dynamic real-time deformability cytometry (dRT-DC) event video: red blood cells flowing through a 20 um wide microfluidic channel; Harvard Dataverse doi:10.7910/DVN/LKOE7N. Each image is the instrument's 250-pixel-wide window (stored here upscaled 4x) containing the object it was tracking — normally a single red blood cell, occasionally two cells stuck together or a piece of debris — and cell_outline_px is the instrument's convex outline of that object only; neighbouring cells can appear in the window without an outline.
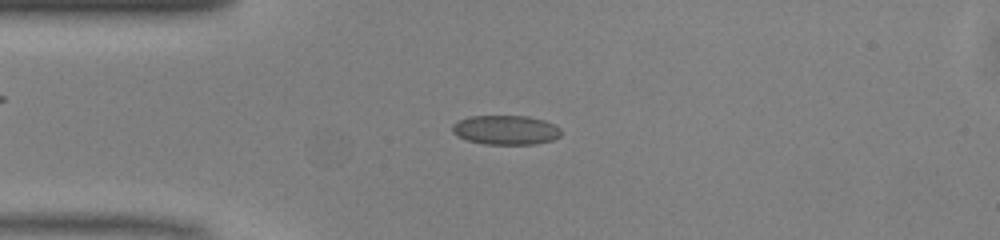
{"species": "common noctule bat (a hibernating species)", "species_latin": "Nyctalus noctula", "temperature_condition": "warm", "stored_images_in_passage": 26, "camera_frame_rate_fps": 3000, "um_per_image_px": 0.085, "animal": {"sex": "male", "body_mass_g": 13.0, "forearm_length_mm": 53.1}, "frame": {"image": 1, "passage_image": 11, "time_ms": 3.333, "image_size_px": [1000, 240], "cell_outline_px": [[560, 136], [552, 140], [536, 144], [484, 144], [468, 140], [456, 136], [452, 132], [452, 124], [456, 120], [468, 116], [528, 116], [544, 120], [560, 128]], "centroid_in_image_um": [42.94, 11.04], "position_along_channel_um": 42.1, "area_um2": 18.73}}
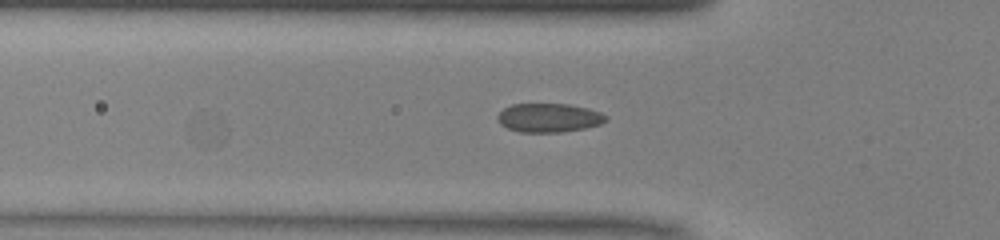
{"frame": {"image": 2, "passage_image": 15, "time_ms": 4.667, "image_size_px": [1000, 240], "cell_outline_px": [[608, 120], [600, 124], [584, 128], [560, 132], [520, 132], [508, 128], [500, 124], [496, 116], [504, 108], [512, 104], [568, 104], [588, 108], [600, 112], [608, 116]], "centroid_in_image_um": [46.66, 10.0], "position_along_channel_um": 79.1, "area_um2": 18.21}}